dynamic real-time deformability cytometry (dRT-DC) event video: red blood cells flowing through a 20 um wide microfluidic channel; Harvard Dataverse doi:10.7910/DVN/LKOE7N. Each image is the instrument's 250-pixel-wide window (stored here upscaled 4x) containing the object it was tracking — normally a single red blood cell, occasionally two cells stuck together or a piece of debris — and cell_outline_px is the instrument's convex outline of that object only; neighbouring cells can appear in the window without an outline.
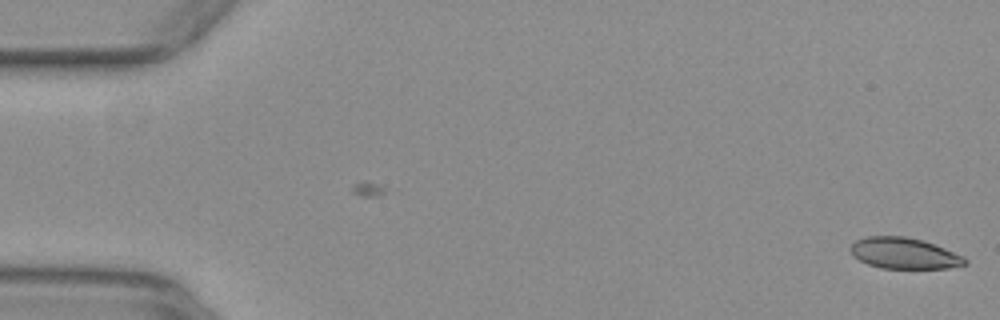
{"species": "common noctule bat (a hibernating species)", "species_latin": "Nyctalus noctula", "temperature_condition": "warm", "stored_images_in_passage": 7, "camera_frame_rate_fps": 3000, "um_per_image_px": 0.085, "animal": {"sex": "female", "body_mass_g": 29.2, "forearm_length_mm": 56.3}, "frame": {"image": 1, "passage_image": 7, "time_ms": 2.0, "image_size_px": [1000, 320], "cell_outline_px": [[968, 264], [948, 268], [880, 268], [868, 264], [852, 256], [848, 248], [856, 240], [868, 236], [904, 236], [924, 240], [964, 256], [968, 260]], "centroid_in_image_um": [76.85, 21.52], "position_along_channel_um": 8.2, "area_um2": 20.87}}